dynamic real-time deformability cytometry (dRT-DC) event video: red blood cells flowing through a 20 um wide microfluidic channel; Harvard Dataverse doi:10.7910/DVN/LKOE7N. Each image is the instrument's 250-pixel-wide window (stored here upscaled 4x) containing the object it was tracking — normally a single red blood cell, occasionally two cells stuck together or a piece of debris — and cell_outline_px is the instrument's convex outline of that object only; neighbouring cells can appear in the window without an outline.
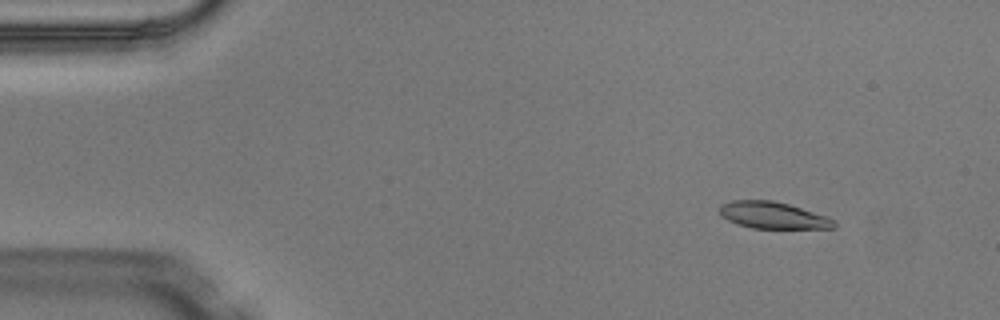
{"species": "Egyptian fruit bat (a non-hibernating species)", "species_latin": "Rousettus aegyptiacus", "temperature_condition": "warm", "stored_images_in_passage": 5, "camera_frame_rate_fps": 3000, "um_per_image_px": 0.085, "animal": {"sex": "male"}, "frame": {"image": 1, "passage_image": 2, "time_ms": 0.333, "image_size_px": [1000, 320], "cell_outline_px": [[836, 228], [752, 228], [736, 224], [720, 216], [720, 204], [732, 200], [772, 200], [788, 204], [836, 220]], "centroid_in_image_um": [65.65, 18.3], "position_along_channel_um": 19.3, "area_um2": 17.74}}
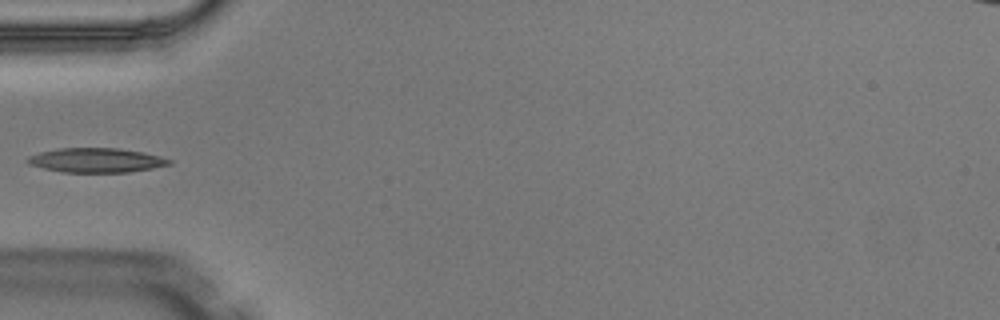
{"frame": {"image": 2, "passage_image": 5, "time_ms": 1.333, "image_size_px": [1000, 320], "cell_outline_px": [[172, 164], [152, 168], [128, 172], [64, 172], [44, 168], [28, 164], [24, 160], [28, 156], [40, 152], [60, 148], [120, 148], [144, 152], [160, 156], [172, 160]], "centroid_in_image_um": [8.18, 13.61], "position_along_channel_um": 76.8, "area_um2": 20.17}}